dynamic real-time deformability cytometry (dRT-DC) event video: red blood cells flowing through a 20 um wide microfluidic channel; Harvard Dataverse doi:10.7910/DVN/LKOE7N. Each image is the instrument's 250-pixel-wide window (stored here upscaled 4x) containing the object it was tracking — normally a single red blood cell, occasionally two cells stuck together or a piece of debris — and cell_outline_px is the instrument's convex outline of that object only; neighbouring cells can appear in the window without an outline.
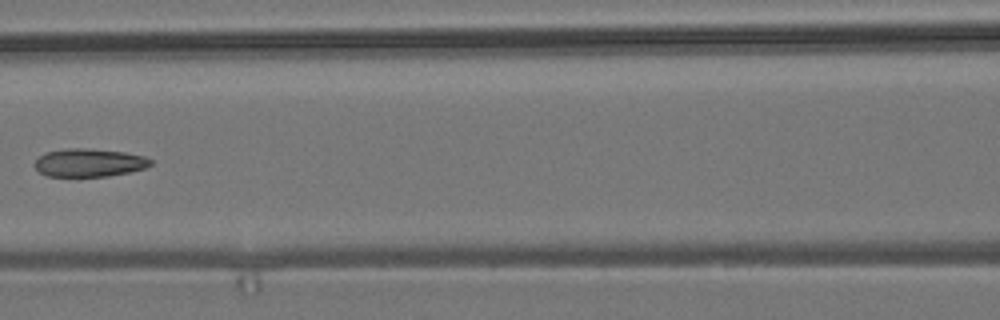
{"species": "common noctule bat (a hibernating species)", "species_latin": "Nyctalus noctula", "temperature_condition": "room temperature", "stored_images_in_passage": 7, "camera_frame_rate_fps": 3000, "um_per_image_px": 0.085, "animal": {"sex": "male", "body_mass_g": 19.2, "forearm_length_mm": 51.8}, "frame": {"image": 1, "passage_image": 7, "time_ms": 7.667, "image_size_px": [1000, 320], "cell_outline_px": [[152, 164], [144, 168], [128, 172], [108, 176], [48, 176], [40, 172], [32, 164], [44, 152], [64, 148], [88, 148], [124, 152], [144, 156], [152, 160]], "centroid_in_image_um": [7.55, 13.81], "position_along_channel_um": 159.1, "area_um2": 19.02}}